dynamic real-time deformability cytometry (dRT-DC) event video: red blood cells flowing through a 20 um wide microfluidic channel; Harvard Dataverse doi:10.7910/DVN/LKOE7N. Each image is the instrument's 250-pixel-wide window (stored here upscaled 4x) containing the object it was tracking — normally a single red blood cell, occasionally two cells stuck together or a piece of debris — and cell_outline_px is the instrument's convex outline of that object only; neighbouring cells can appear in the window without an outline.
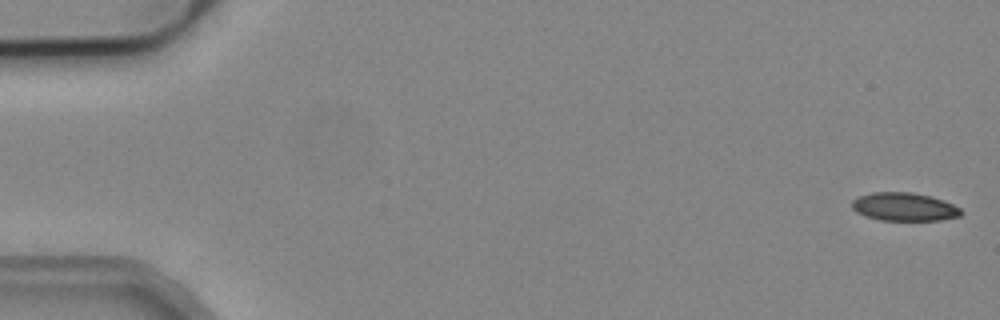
{"species": "common noctule bat (a hibernating species)", "species_latin": "Nyctalus noctula", "temperature_condition": "cold", "stored_images_in_passage": 5, "segment_of_instrument_passage": [1, 2], "camera_frame_rate_fps": 3000, "um_per_image_px": 0.085, "animal": {"sex": "male", "body_mass_g": 19.2, "forearm_length_mm": 51.8}, "frame": {"image": 1, "passage_image": 1, "time_ms": 0.0, "image_size_px": [1000, 320], "cell_outline_px": [[964, 212], [960, 216], [940, 220], [880, 220], [864, 216], [856, 212], [852, 208], [852, 200], [860, 196], [872, 192], [912, 192], [944, 200], [960, 208]], "centroid_in_image_um": [76.85, 17.58], "position_along_channel_um": 8.1, "area_um2": 17.98}}